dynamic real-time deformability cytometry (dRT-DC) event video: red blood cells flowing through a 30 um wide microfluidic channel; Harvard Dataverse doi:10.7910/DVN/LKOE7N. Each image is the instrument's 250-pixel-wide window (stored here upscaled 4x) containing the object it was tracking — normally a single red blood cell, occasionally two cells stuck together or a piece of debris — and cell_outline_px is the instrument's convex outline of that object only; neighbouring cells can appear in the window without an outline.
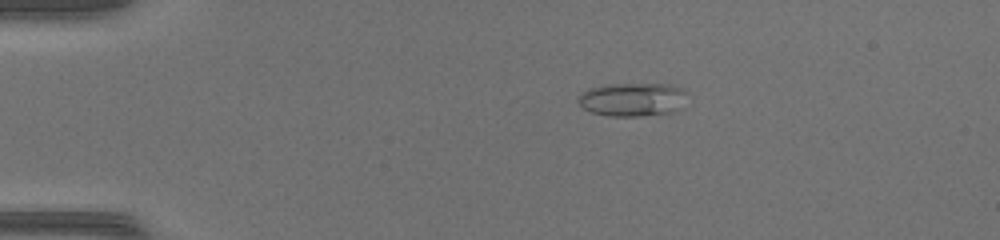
{"species": "common noctule bat (a hibernating species)", "species_latin": "Nyctalus noctula", "temperature_condition": "warm", "stored_images_in_passage": 39, "camera_frame_rate_fps": 3000, "um_per_image_px": 0.085, "animal": {"sex": "female", "body_mass_g": 17.0, "forearm_length_mm": 48.0}, "frame": {"image": 1, "passage_image": 1, "time_ms": 0.0, "image_size_px": [1000, 240], "cell_outline_px": [[688, 92], [676, 108], [672, 112], [640, 116], [612, 116], [592, 112], [584, 108], [576, 100], [580, 92], [588, 88], [604, 84], [668, 84], [680, 88]], "centroid_in_image_um": [53.67, 8.43], "position_along_channel_um": 31.3, "area_um2": 21.1}}
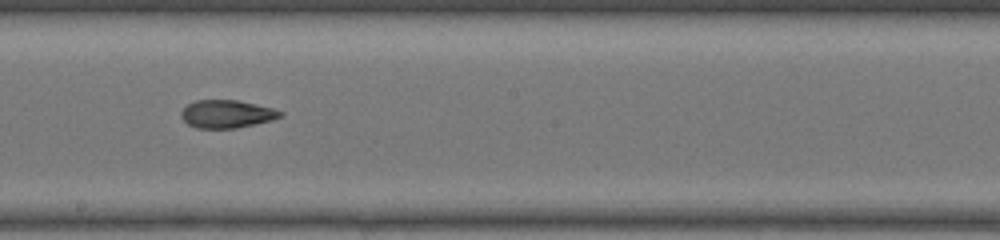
{"frame": {"image": 2, "passage_image": 19, "time_ms": 6.0, "image_size_px": [1000, 240], "cell_outline_px": [[284, 116], [272, 120], [236, 128], [196, 128], [188, 124], [184, 120], [180, 112], [188, 104], [196, 100], [236, 100], [272, 108], [284, 112]], "centroid_in_image_um": [19.29, 9.69], "position_along_channel_um": 228.9, "area_um2": 16.01}}
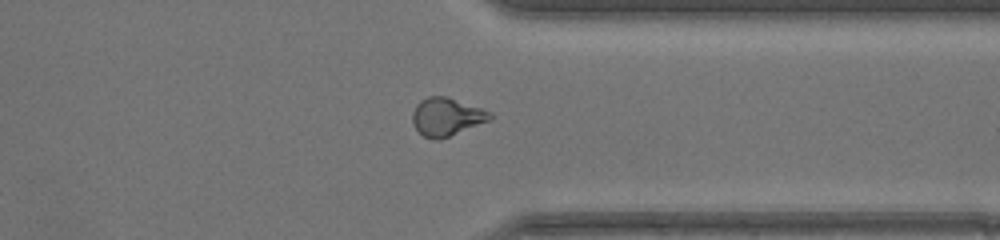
{"frame": {"image": 3, "passage_image": 29, "time_ms": 9.333, "image_size_px": [1000, 240], "cell_outline_px": [[492, 116], [488, 120], [440, 140], [432, 140], [424, 136], [416, 128], [412, 120], [412, 112], [416, 104], [420, 100], [428, 96], [444, 96], [492, 112]], "centroid_in_image_um": [37.91, 9.93], "position_along_channel_um": 373.5, "area_um2": 16.88}, "authors_computed_cell_mechanics": {"area_um2": 16.8776, "velocity_mm_per_s": 4.3788, "shape_relaxation_time_tau1_ms": null, "shape_relaxation_time_tau2_ms": 2.105, "deformation_change_tau1": null, "deformation_change_tau2": 0.0991}}